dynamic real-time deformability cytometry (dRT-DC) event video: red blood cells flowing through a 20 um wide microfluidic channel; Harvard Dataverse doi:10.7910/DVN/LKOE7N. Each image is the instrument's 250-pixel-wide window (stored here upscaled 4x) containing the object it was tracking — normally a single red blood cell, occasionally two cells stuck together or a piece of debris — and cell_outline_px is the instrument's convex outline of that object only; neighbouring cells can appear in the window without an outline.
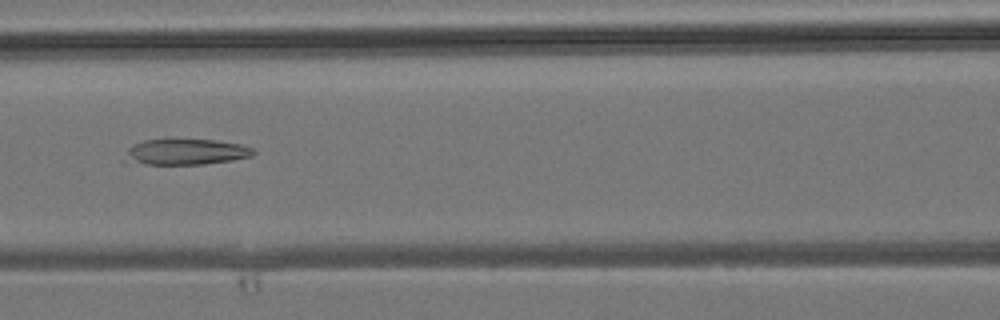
{"species": "common noctule bat (a hibernating species)", "species_latin": "Nyctalus noctula", "temperature_condition": "room temperature", "stored_images_in_passage": 43, "camera_frame_rate_fps": 3000, "um_per_image_px": 0.085, "animal": {"sex": "male", "body_mass_g": 19.2, "forearm_length_mm": 51.8}, "frame": {"image": 1, "passage_image": 18, "time_ms": 5.667, "image_size_px": [1000, 320], "cell_outline_px": [[256, 152], [252, 156], [232, 160], [204, 164], [144, 164], [136, 160], [128, 152], [128, 148], [132, 144], [144, 140], [216, 140], [240, 144], [252, 148]], "centroid_in_image_um": [15.95, 12.9], "position_along_channel_um": 150.6, "area_um2": 18.55}}
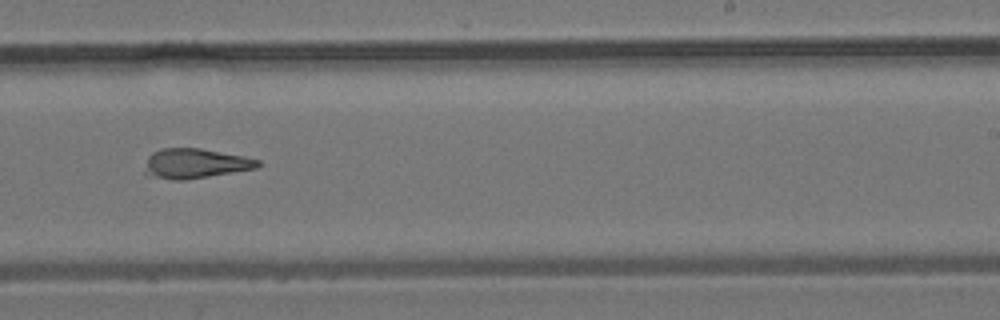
{"frame": {"image": 2, "passage_image": 26, "time_ms": 8.333, "image_size_px": [1000, 320], "cell_outline_px": [[260, 164], [256, 168], [184, 180], [172, 180], [144, 176], [144, 172], [148, 156], [152, 152], [160, 148], [200, 148], [244, 156], [260, 160]], "centroid_in_image_um": [16.53, 13.9], "position_along_channel_um": 272.5, "area_um2": 19.71}}
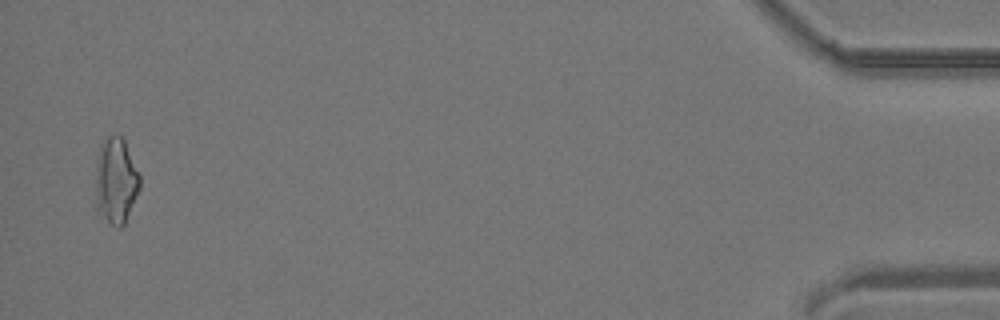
{"frame": {"image": 3, "passage_image": 42, "time_ms": 13.667, "image_size_px": [1000, 320], "cell_outline_px": [[140, 188], [124, 224], [120, 228], [116, 228], [96, 208], [96, 160], [104, 136], [124, 136], [140, 176]], "centroid_in_image_um": [9.86, 15.32], "position_along_channel_um": 425.3, "area_um2": 22.2}}